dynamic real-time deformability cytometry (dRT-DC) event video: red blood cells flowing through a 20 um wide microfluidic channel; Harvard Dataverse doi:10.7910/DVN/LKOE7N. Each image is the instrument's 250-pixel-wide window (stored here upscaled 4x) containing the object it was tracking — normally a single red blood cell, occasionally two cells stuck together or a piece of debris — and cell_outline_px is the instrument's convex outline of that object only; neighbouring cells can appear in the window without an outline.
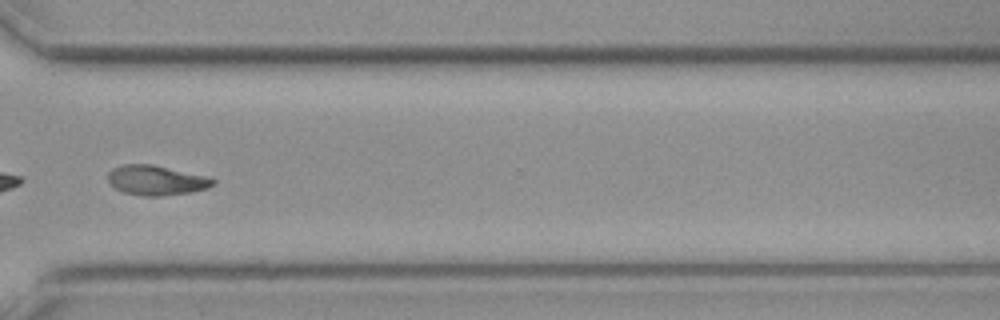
{"species": "common noctule bat (a hibernating species)", "species_latin": "Nyctalus noctula", "temperature_condition": "cold", "stored_images_in_passage": 50, "camera_frame_rate_fps": 3000, "um_per_image_px": 0.085, "animal": {"sex": "female", "body_mass_g": 19.3, "forearm_length_mm": 54.1}, "frame": {"image": 1, "passage_image": 36, "time_ms": 11.667, "image_size_px": [1000, 320], "cell_outline_px": [[216, 184], [208, 188], [188, 192], [160, 196], [140, 196], [124, 192], [116, 188], [108, 180], [108, 172], [112, 168], [120, 164], [152, 164], [212, 176], [216, 180]], "centroid_in_image_um": [13.33, 15.3], "position_along_channel_um": 357.3, "area_um2": 18.55}}
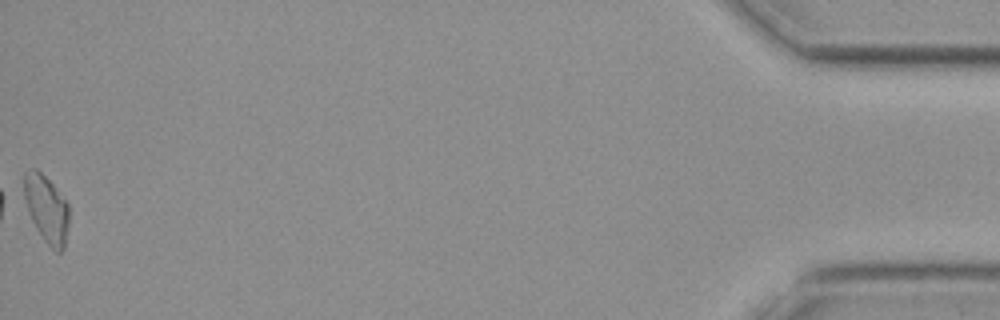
{"frame": {"image": 2, "passage_image": 50, "time_ms": 16.333, "image_size_px": [1000, 320], "cell_outline_px": [[68, 224], [64, 248], [60, 252], [56, 252], [44, 240], [36, 228], [32, 220], [24, 196], [24, 172], [36, 168], [52, 184], [68, 204]], "centroid_in_image_um": [3.95, 17.77], "position_along_channel_um": 431.2, "area_um2": 17.17}}